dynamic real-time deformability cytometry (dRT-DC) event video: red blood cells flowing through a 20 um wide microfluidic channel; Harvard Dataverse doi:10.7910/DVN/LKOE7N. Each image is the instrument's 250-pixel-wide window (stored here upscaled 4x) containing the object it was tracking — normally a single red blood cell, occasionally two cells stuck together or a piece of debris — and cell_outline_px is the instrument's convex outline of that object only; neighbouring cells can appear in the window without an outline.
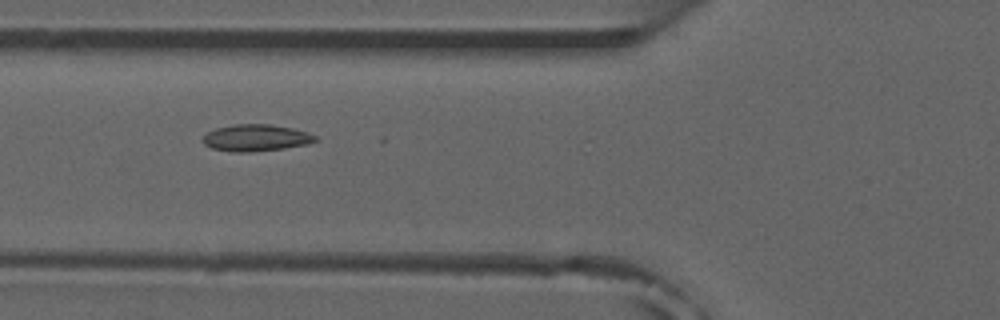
{"species": "common noctule bat (a hibernating species)", "species_latin": "Nyctalus noctula", "temperature_condition": "room temperature", "stored_images_in_passage": 29, "camera_frame_rate_fps": 3000, "um_per_image_px": 0.085, "animal": {"sex": "male", "forearm_length_mm": 52.5}, "frame": {"image": 1, "passage_image": 20, "time_ms": 6.333, "image_size_px": [1000, 320], "cell_outline_px": [[320, 140], [308, 144], [284, 148], [248, 152], [232, 152], [212, 148], [204, 144], [204, 136], [208, 132], [216, 128], [236, 124], [268, 124], [292, 128], [308, 132], [316, 136]], "centroid_in_image_um": [21.8, 11.71], "position_along_channel_um": 104.0, "area_um2": 17.46}}
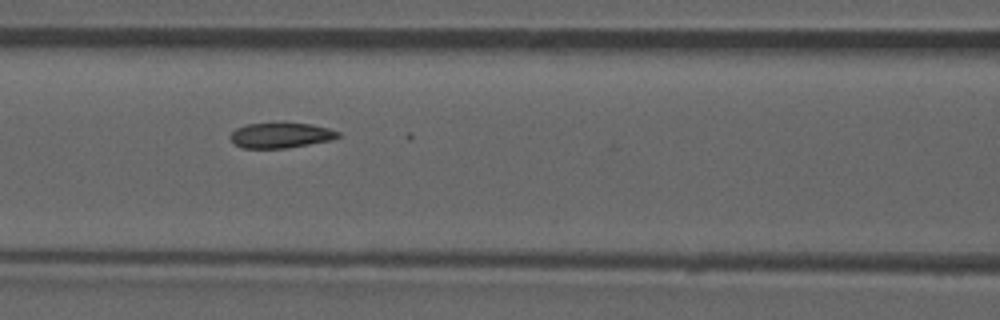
{"frame": {"image": 2, "passage_image": 23, "time_ms": 7.333, "image_size_px": [1000, 320], "cell_outline_px": [[340, 136], [332, 140], [284, 148], [244, 148], [236, 144], [232, 140], [232, 132], [236, 128], [244, 124], [312, 124], [328, 128], [340, 132]], "centroid_in_image_um": [23.89, 11.51], "position_along_channel_um": 142.7, "area_um2": 15.43}}